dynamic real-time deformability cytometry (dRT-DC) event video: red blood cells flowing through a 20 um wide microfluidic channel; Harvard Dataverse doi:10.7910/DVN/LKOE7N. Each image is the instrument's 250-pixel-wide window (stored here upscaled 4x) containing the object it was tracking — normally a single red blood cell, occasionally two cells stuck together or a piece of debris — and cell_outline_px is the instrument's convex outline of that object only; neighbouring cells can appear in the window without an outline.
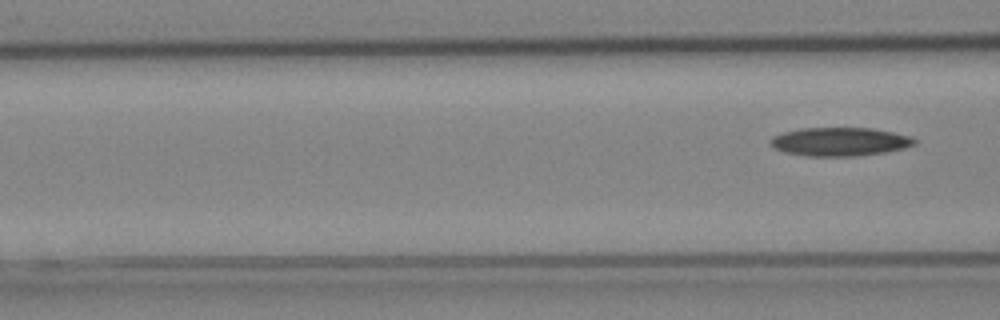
{"species": "Egyptian fruit bat (a non-hibernating species)", "species_latin": "Rousettus aegyptiacus", "temperature_condition": "cold", "stored_images_in_passage": 4, "segment_of_instrument_passage": [2, 2], "camera_frame_rate_fps": 3000, "um_per_image_px": 0.085, "animal": {"sex": "female"}, "frame": {"image": 1, "passage_image": 4, "time_ms": 1.0, "image_size_px": [1000, 320], "cell_outline_px": [[916, 144], [904, 148], [884, 152], [856, 156], [804, 156], [784, 152], [776, 148], [772, 144], [772, 136], [784, 132], [800, 128], [872, 128], [912, 136], [916, 140]], "centroid_in_image_um": [71.41, 12.04], "position_along_channel_um": 95.2, "area_um2": 23.87}}